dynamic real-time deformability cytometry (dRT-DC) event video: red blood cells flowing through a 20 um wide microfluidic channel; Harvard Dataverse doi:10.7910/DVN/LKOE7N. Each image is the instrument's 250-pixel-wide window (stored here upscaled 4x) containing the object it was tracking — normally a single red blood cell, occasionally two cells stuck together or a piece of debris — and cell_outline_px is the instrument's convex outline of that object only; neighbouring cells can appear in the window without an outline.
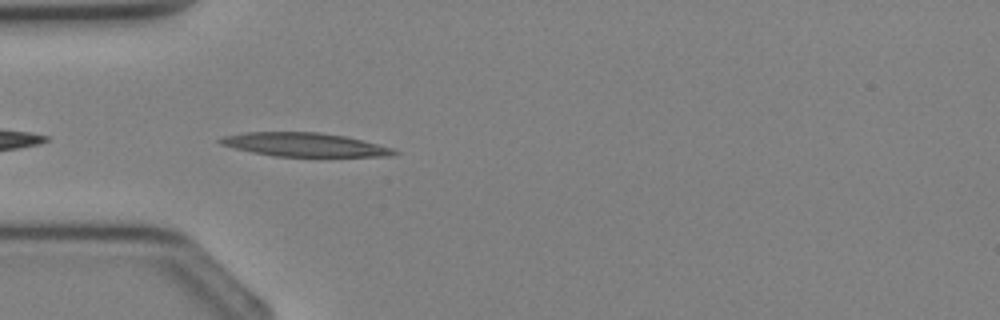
{"species": "Egyptian fruit bat (a non-hibernating species)", "species_latin": "Rousettus aegyptiacus", "temperature_condition": "cold", "stored_images_in_passage": 25, "camera_frame_rate_fps": 3000, "um_per_image_px": 0.085, "animal": {"sex": "female"}, "frame": {"image": 1, "passage_image": 8, "time_ms": 2.333, "image_size_px": [1000, 320], "cell_outline_px": [[400, 152], [392, 156], [272, 156], [252, 152], [220, 144], [216, 140], [224, 136], [244, 132], [320, 132], [344, 136], [392, 148]], "centroid_in_image_um": [25.84, 12.29], "position_along_channel_um": 59.2, "area_um2": 23.76}}
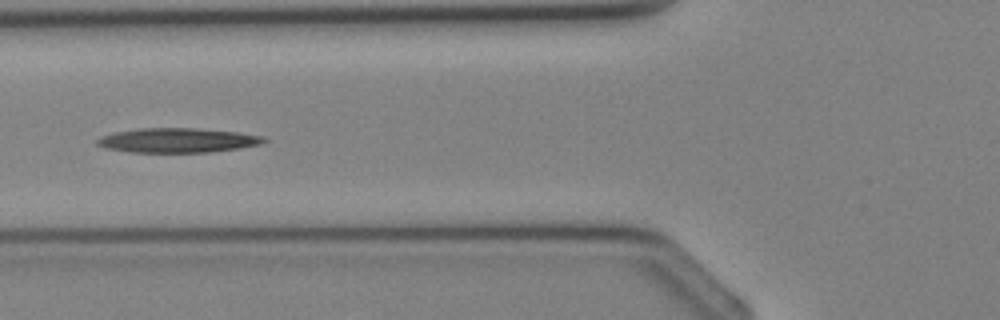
{"frame": {"image": 2, "passage_image": 11, "time_ms": 3.333, "image_size_px": [1000, 320], "cell_outline_px": [[268, 140], [260, 144], [236, 148], [208, 152], [132, 152], [104, 148], [96, 144], [96, 140], [100, 136], [112, 132], [140, 128], [196, 128], [236, 132], [260, 136]], "centroid_in_image_um": [15.0, 11.92], "position_along_channel_um": 110.8, "area_um2": 23.64}}